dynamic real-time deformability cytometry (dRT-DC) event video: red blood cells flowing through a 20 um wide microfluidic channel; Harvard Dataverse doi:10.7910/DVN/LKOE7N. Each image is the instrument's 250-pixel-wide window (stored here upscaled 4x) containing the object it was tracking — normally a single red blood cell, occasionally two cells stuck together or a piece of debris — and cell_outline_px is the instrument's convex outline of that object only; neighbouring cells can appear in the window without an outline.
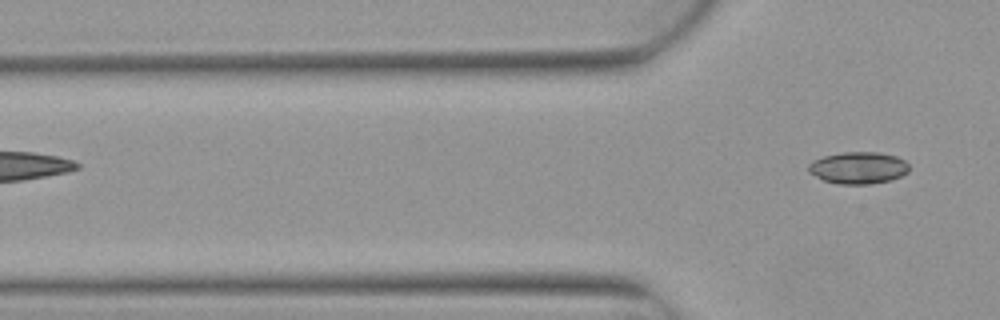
{"species": "Egyptian fruit bat (a non-hibernating species)", "species_latin": "Rousettus aegyptiacus", "temperature_condition": "warm", "stored_images_in_passage": 5, "camera_frame_rate_fps": 3000, "um_per_image_px": 0.085, "animal": {"sex": "female"}, "frame": {"image": 1, "passage_image": 5, "time_ms": 1.333, "image_size_px": [1000, 320], "cell_outline_px": [[908, 172], [892, 180], [872, 184], [840, 184], [824, 180], [808, 172], [808, 164], [812, 160], [824, 156], [844, 152], [880, 152], [896, 156], [904, 160], [908, 164]], "centroid_in_image_um": [72.95, 14.26], "position_along_channel_um": 52.8, "area_um2": 18.79}}